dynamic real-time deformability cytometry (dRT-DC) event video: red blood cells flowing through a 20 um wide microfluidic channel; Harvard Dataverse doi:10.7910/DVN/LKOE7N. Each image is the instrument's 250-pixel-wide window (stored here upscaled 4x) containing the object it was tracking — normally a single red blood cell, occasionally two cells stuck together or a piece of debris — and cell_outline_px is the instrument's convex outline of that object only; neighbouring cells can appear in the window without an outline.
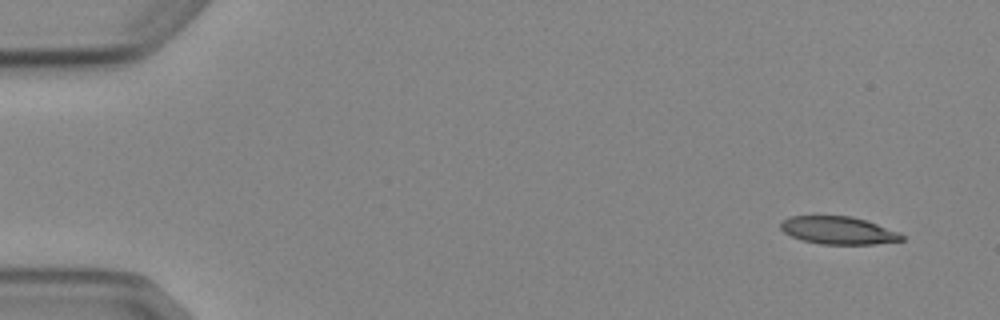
{"species": "Egyptian fruit bat (a non-hibernating species)", "species_latin": "Rousettus aegyptiacus", "temperature_condition": "cold", "stored_images_in_passage": 6, "camera_frame_rate_fps": 3000, "um_per_image_px": 0.085, "animal": {"sex": "female"}, "frame": {"image": 1, "passage_image": 2, "time_ms": 1.0, "image_size_px": [1000, 320], "cell_outline_px": [[904, 240], [872, 244], [820, 244], [800, 240], [784, 232], [780, 228], [780, 224], [788, 216], [852, 216], [900, 232], [904, 236]], "centroid_in_image_um": [71.24, 19.58], "position_along_channel_um": 13.8, "area_um2": 19.48}}
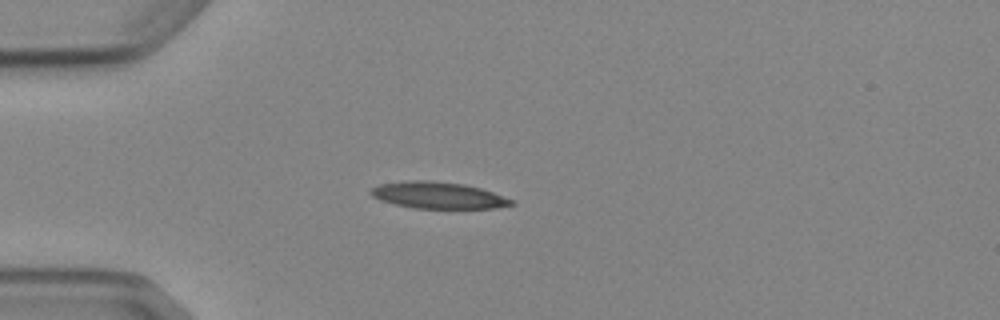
{"frame": {"image": 2, "passage_image": 5, "time_ms": 4.667, "image_size_px": [1000, 320], "cell_outline_px": [[516, 204], [496, 208], [412, 208], [380, 200], [372, 196], [368, 192], [372, 188], [380, 184], [408, 180], [432, 180], [464, 184], [480, 188], [492, 192], [512, 200]], "centroid_in_image_um": [37.21, 16.59], "position_along_channel_um": 47.8, "area_um2": 21.73}}